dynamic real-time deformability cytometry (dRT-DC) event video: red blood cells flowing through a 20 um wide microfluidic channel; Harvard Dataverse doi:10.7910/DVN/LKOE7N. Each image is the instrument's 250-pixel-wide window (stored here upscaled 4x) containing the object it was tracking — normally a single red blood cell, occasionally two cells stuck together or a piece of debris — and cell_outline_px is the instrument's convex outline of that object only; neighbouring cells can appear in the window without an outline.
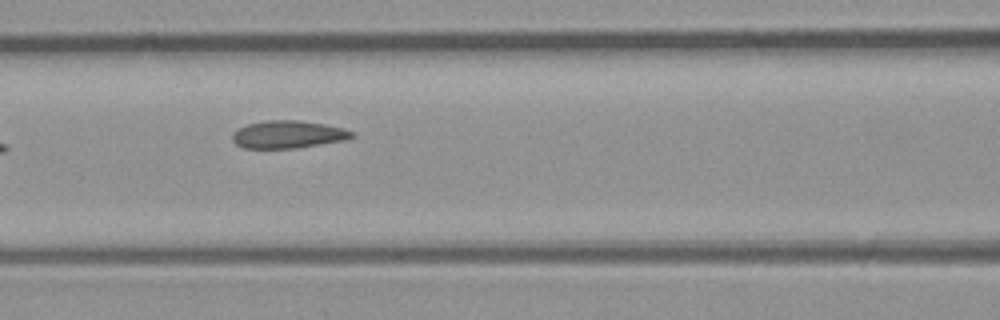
{"species": "common noctule bat (a hibernating species)", "species_latin": "Nyctalus noctula", "temperature_condition": "room temperature", "stored_images_in_passage": 3, "camera_frame_rate_fps": 3000, "um_per_image_px": 0.085, "animal": {"sex": "male", "body_mass_g": 23.1, "forearm_length_mm": 52.7}, "frame": {"image": 1, "passage_image": 3, "time_ms": 2.333, "image_size_px": [1000, 320], "cell_outline_px": [[356, 136], [344, 140], [296, 148], [244, 148], [236, 144], [232, 140], [232, 136], [236, 128], [248, 124], [264, 120], [300, 120], [324, 124], [356, 132]], "centroid_in_image_um": [24.46, 11.42], "position_along_channel_um": 142.1, "area_um2": 19.25}}